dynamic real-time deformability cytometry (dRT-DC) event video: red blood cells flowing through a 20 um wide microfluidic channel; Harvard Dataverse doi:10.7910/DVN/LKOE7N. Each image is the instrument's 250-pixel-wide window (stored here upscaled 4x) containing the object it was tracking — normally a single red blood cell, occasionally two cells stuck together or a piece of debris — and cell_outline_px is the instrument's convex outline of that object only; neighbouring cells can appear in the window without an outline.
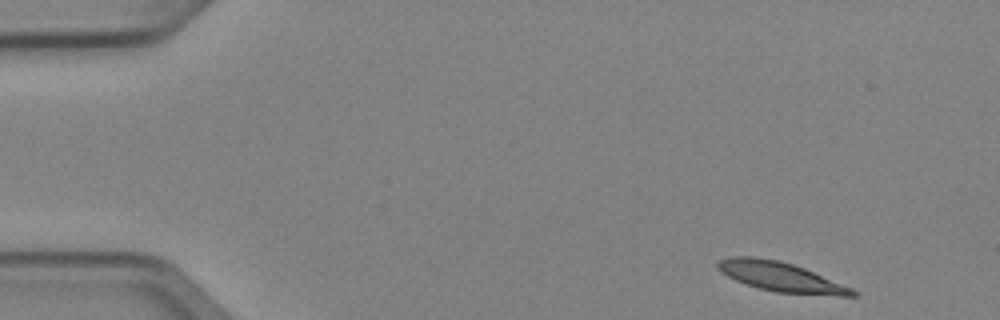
{"species": "Egyptian fruit bat (a non-hibernating species)", "species_latin": "Rousettus aegyptiacus", "temperature_condition": "cold", "stored_images_in_passage": 5, "camera_frame_rate_fps": 3000, "um_per_image_px": 0.085, "animal": {"sex": "female"}, "frame": {"image": 1, "passage_image": 1, "time_ms": 0.0, "image_size_px": [1000, 320], "cell_outline_px": [[860, 292], [856, 296], [840, 296], [776, 292], [760, 288], [736, 280], [720, 272], [716, 268], [716, 264], [720, 260], [728, 256], [752, 256], [776, 260], [792, 264], [804, 268], [852, 288]], "centroid_in_image_um": [66.36, 23.53], "position_along_channel_um": 18.6, "area_um2": 23.0}}
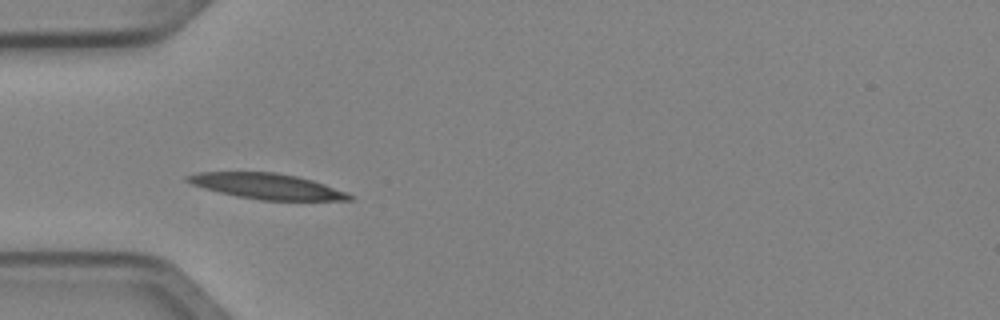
{"frame": {"image": 2, "passage_image": 4, "time_ms": 1.0, "image_size_px": [1000, 320], "cell_outline_px": [[352, 200], [260, 200], [236, 196], [204, 188], [192, 184], [184, 180], [184, 176], [196, 172], [276, 172], [296, 176], [312, 180], [324, 184], [344, 192], [352, 196]], "centroid_in_image_um": [22.61, 15.82], "position_along_channel_um": 62.4, "area_um2": 23.93}}
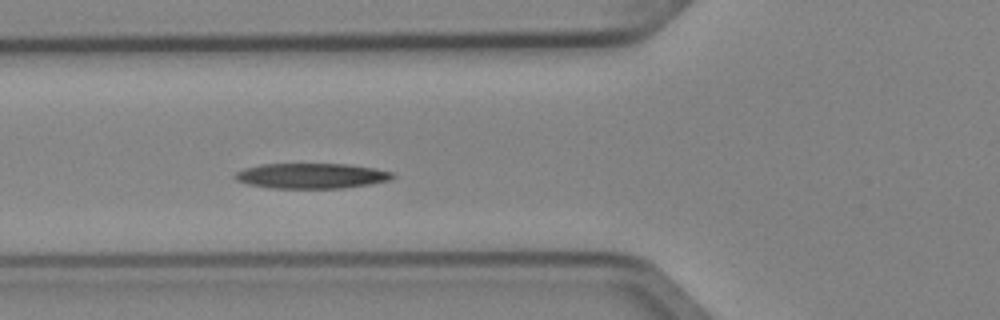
{"frame": {"image": 3, "passage_image": 5, "time_ms": 1.333, "image_size_px": [1000, 320], "cell_outline_px": [[396, 176], [388, 180], [372, 184], [344, 188], [268, 188], [248, 184], [236, 180], [232, 176], [236, 172], [244, 168], [260, 164], [348, 164], [372, 168], [392, 172]], "centroid_in_image_um": [26.44, 14.95], "position_along_channel_um": 99.4, "area_um2": 23.29}}